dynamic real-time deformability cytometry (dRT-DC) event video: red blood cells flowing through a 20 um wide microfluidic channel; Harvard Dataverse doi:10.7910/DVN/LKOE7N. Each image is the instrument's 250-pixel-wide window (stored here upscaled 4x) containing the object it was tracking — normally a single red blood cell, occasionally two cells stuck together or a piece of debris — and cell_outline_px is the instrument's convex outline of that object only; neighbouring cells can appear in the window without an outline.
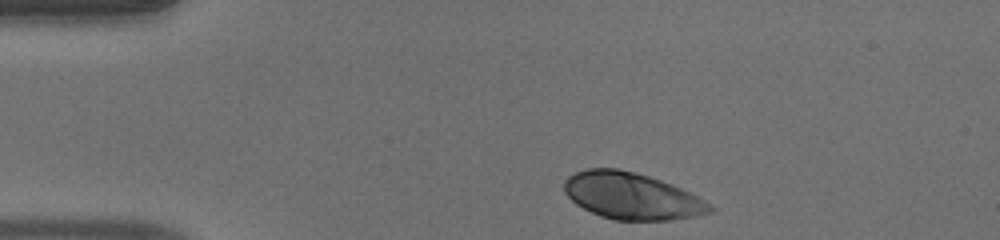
{"species": "human", "species_latin": "Homo sapiens", "temperature_condition": "warm", "stored_images_in_passage": 36, "camera_frame_rate_fps": 3000, "um_per_image_px": 0.085, "donor": {"sex": "male"}, "frame": {"image": 1, "passage_image": 1, "time_ms": 0.0, "image_size_px": [1000, 240], "cell_outline_px": [[716, 208], [712, 212], [696, 216], [668, 220], [616, 220], [600, 216], [576, 204], [564, 192], [564, 180], [568, 176], [576, 172], [588, 168], [616, 168], [636, 172], [672, 184], [704, 200]], "centroid_in_image_um": [53.69, 16.66], "position_along_channel_um": 31.3, "area_um2": 39.48}}
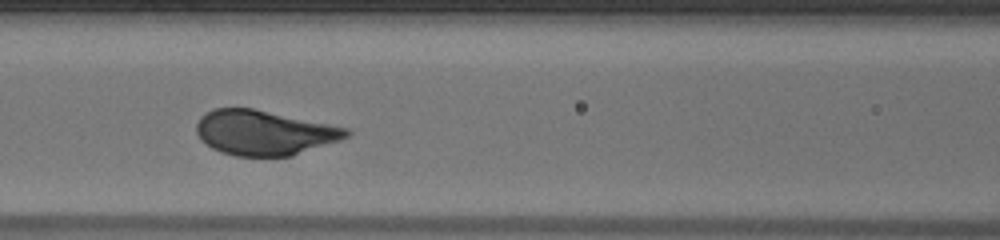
{"frame": {"image": 2, "passage_image": 14, "time_ms": 4.333, "image_size_px": [1000, 240], "cell_outline_px": [[352, 132], [348, 136], [340, 140], [292, 156], [236, 156], [220, 152], [212, 148], [200, 140], [196, 132], [196, 124], [200, 116], [212, 108], [252, 108], [348, 128]], "centroid_in_image_um": [22.42, 11.28], "position_along_channel_um": 144.2, "area_um2": 39.19}}
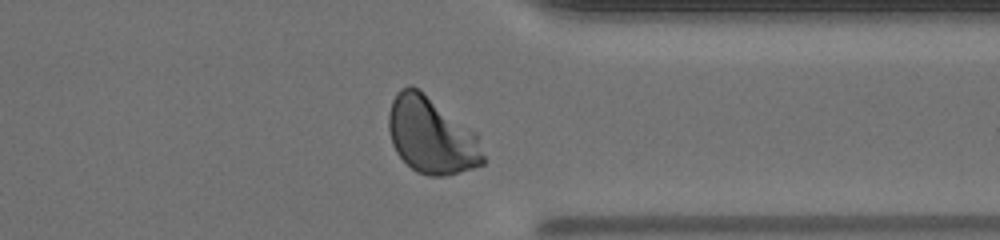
{"frame": {"image": 3, "passage_image": 32, "time_ms": 10.333, "image_size_px": [1000, 240], "cell_outline_px": [[484, 164], [472, 168], [444, 176], [428, 176], [416, 172], [396, 152], [392, 144], [388, 128], [388, 112], [392, 100], [396, 92], [400, 88], [408, 84], [412, 84], [476, 132], [484, 156]], "centroid_in_image_um": [36.64, 11.5], "position_along_channel_um": 374.8, "area_um2": 42.14}, "authors_computed_cell_mechanics": {"area_um2": 39.0439, "velocity_mm_per_s": 3.8931, "shape_relaxation_time_tau1_ms": 1.9488, "shape_relaxation_time_tau2_ms": null, "deformation_change_tau1": 0.1556, "deformation_change_tau2": null}}